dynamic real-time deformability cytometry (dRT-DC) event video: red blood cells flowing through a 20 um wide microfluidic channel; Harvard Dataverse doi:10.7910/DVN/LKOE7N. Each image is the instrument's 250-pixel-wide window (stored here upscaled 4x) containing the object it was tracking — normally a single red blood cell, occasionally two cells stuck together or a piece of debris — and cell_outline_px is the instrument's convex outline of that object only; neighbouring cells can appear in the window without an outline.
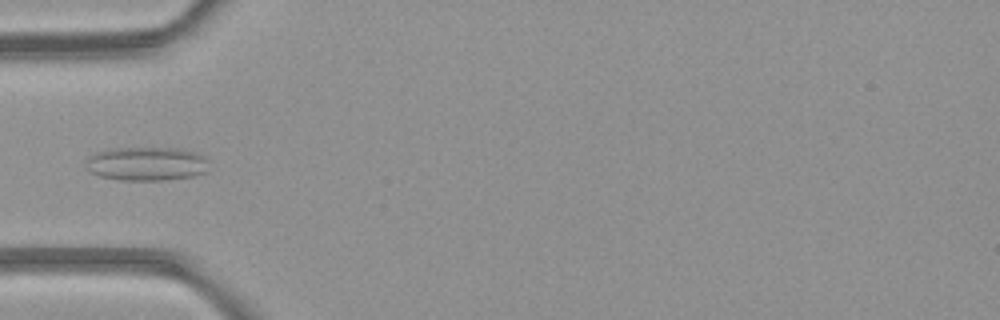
{"species": "common noctule bat (a hibernating species)", "species_latin": "Nyctalus noctula", "temperature_condition": "room temperature", "stored_images_in_passage": 4, "camera_frame_rate_fps": 3000, "um_per_image_px": 0.085, "animal": {"sex": "female", "body_mass_g": 21.9}, "frame": {"image": 1, "passage_image": 4, "time_ms": 4.333, "image_size_px": [1000, 320], "cell_outline_px": [[208, 172], [192, 176], [168, 180], [120, 180], [100, 176], [88, 172], [84, 168], [88, 156], [96, 152], [112, 148], [180, 148], [196, 152], [208, 156]], "centroid_in_image_um": [12.47, 13.92], "position_along_channel_um": 72.5, "area_um2": 24.8}}